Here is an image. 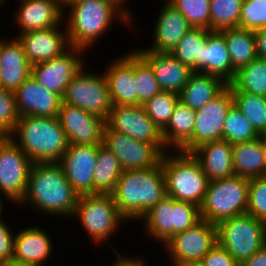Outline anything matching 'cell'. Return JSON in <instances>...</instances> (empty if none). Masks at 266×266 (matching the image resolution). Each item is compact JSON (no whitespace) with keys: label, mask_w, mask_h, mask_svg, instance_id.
I'll return each instance as SVG.
<instances>
[{"label":"cell","mask_w":266,"mask_h":266,"mask_svg":"<svg viewBox=\"0 0 266 266\" xmlns=\"http://www.w3.org/2000/svg\"><path fill=\"white\" fill-rule=\"evenodd\" d=\"M78 197L59 163H33L26 193L17 205L29 204L40 214L71 219Z\"/></svg>","instance_id":"cell-1"},{"label":"cell","mask_w":266,"mask_h":266,"mask_svg":"<svg viewBox=\"0 0 266 266\" xmlns=\"http://www.w3.org/2000/svg\"><path fill=\"white\" fill-rule=\"evenodd\" d=\"M8 137L33 163H59L69 146L58 117L21 116Z\"/></svg>","instance_id":"cell-2"},{"label":"cell","mask_w":266,"mask_h":266,"mask_svg":"<svg viewBox=\"0 0 266 266\" xmlns=\"http://www.w3.org/2000/svg\"><path fill=\"white\" fill-rule=\"evenodd\" d=\"M111 196L126 222L139 221L167 196L161 165L144 170H123Z\"/></svg>","instance_id":"cell-3"},{"label":"cell","mask_w":266,"mask_h":266,"mask_svg":"<svg viewBox=\"0 0 266 266\" xmlns=\"http://www.w3.org/2000/svg\"><path fill=\"white\" fill-rule=\"evenodd\" d=\"M63 15L69 45L85 51L92 45L95 47L96 41L110 31L112 23L118 21L124 27L132 26L116 8L103 0L75 1L64 8Z\"/></svg>","instance_id":"cell-4"},{"label":"cell","mask_w":266,"mask_h":266,"mask_svg":"<svg viewBox=\"0 0 266 266\" xmlns=\"http://www.w3.org/2000/svg\"><path fill=\"white\" fill-rule=\"evenodd\" d=\"M174 153L173 150L167 151L161 162L166 194L177 201L189 202L200 207L209 179L192 153Z\"/></svg>","instance_id":"cell-5"},{"label":"cell","mask_w":266,"mask_h":266,"mask_svg":"<svg viewBox=\"0 0 266 266\" xmlns=\"http://www.w3.org/2000/svg\"><path fill=\"white\" fill-rule=\"evenodd\" d=\"M77 218L86 234L94 244L106 243L115 253L117 250L109 243L111 235L119 232L125 218L120 214L111 194L80 195L72 218Z\"/></svg>","instance_id":"cell-6"},{"label":"cell","mask_w":266,"mask_h":266,"mask_svg":"<svg viewBox=\"0 0 266 266\" xmlns=\"http://www.w3.org/2000/svg\"><path fill=\"white\" fill-rule=\"evenodd\" d=\"M249 179L232 176L209 181L200 205L201 219L217 224L247 213Z\"/></svg>","instance_id":"cell-7"},{"label":"cell","mask_w":266,"mask_h":266,"mask_svg":"<svg viewBox=\"0 0 266 266\" xmlns=\"http://www.w3.org/2000/svg\"><path fill=\"white\" fill-rule=\"evenodd\" d=\"M200 220V208L198 206L166 196L150 208L139 222L143 223L147 237L150 236L163 245L173 235L185 231Z\"/></svg>","instance_id":"cell-8"},{"label":"cell","mask_w":266,"mask_h":266,"mask_svg":"<svg viewBox=\"0 0 266 266\" xmlns=\"http://www.w3.org/2000/svg\"><path fill=\"white\" fill-rule=\"evenodd\" d=\"M217 243L240 265L266 244V223L248 213L216 224Z\"/></svg>","instance_id":"cell-9"},{"label":"cell","mask_w":266,"mask_h":266,"mask_svg":"<svg viewBox=\"0 0 266 266\" xmlns=\"http://www.w3.org/2000/svg\"><path fill=\"white\" fill-rule=\"evenodd\" d=\"M86 68L84 65L71 79L62 96V103L79 107L106 120L112 109L106 77L104 72H89Z\"/></svg>","instance_id":"cell-10"},{"label":"cell","mask_w":266,"mask_h":266,"mask_svg":"<svg viewBox=\"0 0 266 266\" xmlns=\"http://www.w3.org/2000/svg\"><path fill=\"white\" fill-rule=\"evenodd\" d=\"M103 145L118 158L123 170H144L161 165L164 154L169 151L165 144H152L110 130L103 131Z\"/></svg>","instance_id":"cell-11"},{"label":"cell","mask_w":266,"mask_h":266,"mask_svg":"<svg viewBox=\"0 0 266 266\" xmlns=\"http://www.w3.org/2000/svg\"><path fill=\"white\" fill-rule=\"evenodd\" d=\"M33 162L8 137H0V195L18 204L24 197Z\"/></svg>","instance_id":"cell-12"},{"label":"cell","mask_w":266,"mask_h":266,"mask_svg":"<svg viewBox=\"0 0 266 266\" xmlns=\"http://www.w3.org/2000/svg\"><path fill=\"white\" fill-rule=\"evenodd\" d=\"M216 244V225L201 219L194 226L173 235L162 247L174 265L199 263Z\"/></svg>","instance_id":"cell-13"},{"label":"cell","mask_w":266,"mask_h":266,"mask_svg":"<svg viewBox=\"0 0 266 266\" xmlns=\"http://www.w3.org/2000/svg\"><path fill=\"white\" fill-rule=\"evenodd\" d=\"M233 105L231 87L227 85L216 97L196 111L192 139L180 151L191 153L204 143L223 140L225 119Z\"/></svg>","instance_id":"cell-14"},{"label":"cell","mask_w":266,"mask_h":266,"mask_svg":"<svg viewBox=\"0 0 266 266\" xmlns=\"http://www.w3.org/2000/svg\"><path fill=\"white\" fill-rule=\"evenodd\" d=\"M85 52L84 49L70 46L61 55L33 65L31 76L39 85L62 98L71 79L85 65V60L82 57Z\"/></svg>","instance_id":"cell-15"},{"label":"cell","mask_w":266,"mask_h":266,"mask_svg":"<svg viewBox=\"0 0 266 266\" xmlns=\"http://www.w3.org/2000/svg\"><path fill=\"white\" fill-rule=\"evenodd\" d=\"M105 125L110 130L123 133L135 140L164 144L161 130L148 117L143 105L112 106Z\"/></svg>","instance_id":"cell-16"},{"label":"cell","mask_w":266,"mask_h":266,"mask_svg":"<svg viewBox=\"0 0 266 266\" xmlns=\"http://www.w3.org/2000/svg\"><path fill=\"white\" fill-rule=\"evenodd\" d=\"M98 145H69L59 164L73 190L80 195L94 194V170Z\"/></svg>","instance_id":"cell-17"},{"label":"cell","mask_w":266,"mask_h":266,"mask_svg":"<svg viewBox=\"0 0 266 266\" xmlns=\"http://www.w3.org/2000/svg\"><path fill=\"white\" fill-rule=\"evenodd\" d=\"M58 118L69 145L103 144V118L64 103H61Z\"/></svg>","instance_id":"cell-18"},{"label":"cell","mask_w":266,"mask_h":266,"mask_svg":"<svg viewBox=\"0 0 266 266\" xmlns=\"http://www.w3.org/2000/svg\"><path fill=\"white\" fill-rule=\"evenodd\" d=\"M61 25L62 23L50 29L17 33L14 36L22 44L27 60L32 66L59 56L70 47L66 26L63 25V28Z\"/></svg>","instance_id":"cell-19"},{"label":"cell","mask_w":266,"mask_h":266,"mask_svg":"<svg viewBox=\"0 0 266 266\" xmlns=\"http://www.w3.org/2000/svg\"><path fill=\"white\" fill-rule=\"evenodd\" d=\"M14 15L19 34L27 31L50 29L63 21L64 9L60 0H18Z\"/></svg>","instance_id":"cell-20"},{"label":"cell","mask_w":266,"mask_h":266,"mask_svg":"<svg viewBox=\"0 0 266 266\" xmlns=\"http://www.w3.org/2000/svg\"><path fill=\"white\" fill-rule=\"evenodd\" d=\"M112 106L137 105L134 77V49L110 61L104 70Z\"/></svg>","instance_id":"cell-21"},{"label":"cell","mask_w":266,"mask_h":266,"mask_svg":"<svg viewBox=\"0 0 266 266\" xmlns=\"http://www.w3.org/2000/svg\"><path fill=\"white\" fill-rule=\"evenodd\" d=\"M20 116L58 117L62 98L39 85L32 76L15 91Z\"/></svg>","instance_id":"cell-22"},{"label":"cell","mask_w":266,"mask_h":266,"mask_svg":"<svg viewBox=\"0 0 266 266\" xmlns=\"http://www.w3.org/2000/svg\"><path fill=\"white\" fill-rule=\"evenodd\" d=\"M135 50L150 64L162 91L180 94L194 72L171 53L153 52L142 48Z\"/></svg>","instance_id":"cell-23"},{"label":"cell","mask_w":266,"mask_h":266,"mask_svg":"<svg viewBox=\"0 0 266 266\" xmlns=\"http://www.w3.org/2000/svg\"><path fill=\"white\" fill-rule=\"evenodd\" d=\"M37 225L21 228L15 234L13 261L29 266H44L53 253L51 235Z\"/></svg>","instance_id":"cell-24"},{"label":"cell","mask_w":266,"mask_h":266,"mask_svg":"<svg viewBox=\"0 0 266 266\" xmlns=\"http://www.w3.org/2000/svg\"><path fill=\"white\" fill-rule=\"evenodd\" d=\"M164 6L160 8L159 14L156 16L153 45L148 49L153 52L171 53L177 46L178 42L192 28L187 19L173 5L165 0Z\"/></svg>","instance_id":"cell-25"},{"label":"cell","mask_w":266,"mask_h":266,"mask_svg":"<svg viewBox=\"0 0 266 266\" xmlns=\"http://www.w3.org/2000/svg\"><path fill=\"white\" fill-rule=\"evenodd\" d=\"M32 65L27 60L22 44L15 37L0 38V70L3 89L15 91L31 76Z\"/></svg>","instance_id":"cell-26"},{"label":"cell","mask_w":266,"mask_h":266,"mask_svg":"<svg viewBox=\"0 0 266 266\" xmlns=\"http://www.w3.org/2000/svg\"><path fill=\"white\" fill-rule=\"evenodd\" d=\"M215 75L229 84L235 76L225 36L220 31H211L203 46L201 63L193 70Z\"/></svg>","instance_id":"cell-27"},{"label":"cell","mask_w":266,"mask_h":266,"mask_svg":"<svg viewBox=\"0 0 266 266\" xmlns=\"http://www.w3.org/2000/svg\"><path fill=\"white\" fill-rule=\"evenodd\" d=\"M209 181L234 176L232 144L225 140L204 143L192 152Z\"/></svg>","instance_id":"cell-28"},{"label":"cell","mask_w":266,"mask_h":266,"mask_svg":"<svg viewBox=\"0 0 266 266\" xmlns=\"http://www.w3.org/2000/svg\"><path fill=\"white\" fill-rule=\"evenodd\" d=\"M234 175L247 179L266 176L265 136L232 144Z\"/></svg>","instance_id":"cell-29"},{"label":"cell","mask_w":266,"mask_h":266,"mask_svg":"<svg viewBox=\"0 0 266 266\" xmlns=\"http://www.w3.org/2000/svg\"><path fill=\"white\" fill-rule=\"evenodd\" d=\"M227 85L215 75L193 72L179 94L180 101L197 111L216 97Z\"/></svg>","instance_id":"cell-30"},{"label":"cell","mask_w":266,"mask_h":266,"mask_svg":"<svg viewBox=\"0 0 266 266\" xmlns=\"http://www.w3.org/2000/svg\"><path fill=\"white\" fill-rule=\"evenodd\" d=\"M196 110L184 105L181 101L175 106L170 122L162 131L166 148L180 151L193 136Z\"/></svg>","instance_id":"cell-31"},{"label":"cell","mask_w":266,"mask_h":266,"mask_svg":"<svg viewBox=\"0 0 266 266\" xmlns=\"http://www.w3.org/2000/svg\"><path fill=\"white\" fill-rule=\"evenodd\" d=\"M226 39L233 68L237 71L256 57L255 37L252 30L228 28L220 31Z\"/></svg>","instance_id":"cell-32"},{"label":"cell","mask_w":266,"mask_h":266,"mask_svg":"<svg viewBox=\"0 0 266 266\" xmlns=\"http://www.w3.org/2000/svg\"><path fill=\"white\" fill-rule=\"evenodd\" d=\"M232 93H250L266 97V59L256 57L236 71L228 84Z\"/></svg>","instance_id":"cell-33"},{"label":"cell","mask_w":266,"mask_h":266,"mask_svg":"<svg viewBox=\"0 0 266 266\" xmlns=\"http://www.w3.org/2000/svg\"><path fill=\"white\" fill-rule=\"evenodd\" d=\"M123 173L118 158L103 144L98 145L94 170V194H111Z\"/></svg>","instance_id":"cell-34"},{"label":"cell","mask_w":266,"mask_h":266,"mask_svg":"<svg viewBox=\"0 0 266 266\" xmlns=\"http://www.w3.org/2000/svg\"><path fill=\"white\" fill-rule=\"evenodd\" d=\"M210 29L192 27L178 42L171 54L194 70L201 63V53Z\"/></svg>","instance_id":"cell-35"},{"label":"cell","mask_w":266,"mask_h":266,"mask_svg":"<svg viewBox=\"0 0 266 266\" xmlns=\"http://www.w3.org/2000/svg\"><path fill=\"white\" fill-rule=\"evenodd\" d=\"M232 96L234 106L261 136H266V97L250 93H232Z\"/></svg>","instance_id":"cell-36"},{"label":"cell","mask_w":266,"mask_h":266,"mask_svg":"<svg viewBox=\"0 0 266 266\" xmlns=\"http://www.w3.org/2000/svg\"><path fill=\"white\" fill-rule=\"evenodd\" d=\"M134 77L137 105H144L162 91L150 64L136 50H134Z\"/></svg>","instance_id":"cell-37"},{"label":"cell","mask_w":266,"mask_h":266,"mask_svg":"<svg viewBox=\"0 0 266 266\" xmlns=\"http://www.w3.org/2000/svg\"><path fill=\"white\" fill-rule=\"evenodd\" d=\"M243 0H210V30L238 28Z\"/></svg>","instance_id":"cell-38"},{"label":"cell","mask_w":266,"mask_h":266,"mask_svg":"<svg viewBox=\"0 0 266 266\" xmlns=\"http://www.w3.org/2000/svg\"><path fill=\"white\" fill-rule=\"evenodd\" d=\"M261 135L254 129L246 117L233 105L227 113L223 140L231 144L257 139Z\"/></svg>","instance_id":"cell-39"},{"label":"cell","mask_w":266,"mask_h":266,"mask_svg":"<svg viewBox=\"0 0 266 266\" xmlns=\"http://www.w3.org/2000/svg\"><path fill=\"white\" fill-rule=\"evenodd\" d=\"M179 101V94L161 91L148 100L143 107L148 117L162 132L170 122L175 106Z\"/></svg>","instance_id":"cell-40"},{"label":"cell","mask_w":266,"mask_h":266,"mask_svg":"<svg viewBox=\"0 0 266 266\" xmlns=\"http://www.w3.org/2000/svg\"><path fill=\"white\" fill-rule=\"evenodd\" d=\"M192 27L210 29V0H167Z\"/></svg>","instance_id":"cell-41"},{"label":"cell","mask_w":266,"mask_h":266,"mask_svg":"<svg viewBox=\"0 0 266 266\" xmlns=\"http://www.w3.org/2000/svg\"><path fill=\"white\" fill-rule=\"evenodd\" d=\"M239 28L258 30L266 28V0H243Z\"/></svg>","instance_id":"cell-42"},{"label":"cell","mask_w":266,"mask_h":266,"mask_svg":"<svg viewBox=\"0 0 266 266\" xmlns=\"http://www.w3.org/2000/svg\"><path fill=\"white\" fill-rule=\"evenodd\" d=\"M247 213L266 223V176L249 179Z\"/></svg>","instance_id":"cell-43"},{"label":"cell","mask_w":266,"mask_h":266,"mask_svg":"<svg viewBox=\"0 0 266 266\" xmlns=\"http://www.w3.org/2000/svg\"><path fill=\"white\" fill-rule=\"evenodd\" d=\"M20 117L15 93L10 90H0V135L8 136Z\"/></svg>","instance_id":"cell-44"},{"label":"cell","mask_w":266,"mask_h":266,"mask_svg":"<svg viewBox=\"0 0 266 266\" xmlns=\"http://www.w3.org/2000/svg\"><path fill=\"white\" fill-rule=\"evenodd\" d=\"M0 220V263L13 261L15 234L8 223Z\"/></svg>","instance_id":"cell-45"},{"label":"cell","mask_w":266,"mask_h":266,"mask_svg":"<svg viewBox=\"0 0 266 266\" xmlns=\"http://www.w3.org/2000/svg\"><path fill=\"white\" fill-rule=\"evenodd\" d=\"M202 266H240L218 243L199 262Z\"/></svg>","instance_id":"cell-46"},{"label":"cell","mask_w":266,"mask_h":266,"mask_svg":"<svg viewBox=\"0 0 266 266\" xmlns=\"http://www.w3.org/2000/svg\"><path fill=\"white\" fill-rule=\"evenodd\" d=\"M117 259L114 261L111 266H147V261L143 257H133V256H127L119 254V252L116 253Z\"/></svg>","instance_id":"cell-47"},{"label":"cell","mask_w":266,"mask_h":266,"mask_svg":"<svg viewBox=\"0 0 266 266\" xmlns=\"http://www.w3.org/2000/svg\"><path fill=\"white\" fill-rule=\"evenodd\" d=\"M257 57L266 59V28L253 31Z\"/></svg>","instance_id":"cell-48"},{"label":"cell","mask_w":266,"mask_h":266,"mask_svg":"<svg viewBox=\"0 0 266 266\" xmlns=\"http://www.w3.org/2000/svg\"><path fill=\"white\" fill-rule=\"evenodd\" d=\"M240 266H266V244L250 258L243 261Z\"/></svg>","instance_id":"cell-49"},{"label":"cell","mask_w":266,"mask_h":266,"mask_svg":"<svg viewBox=\"0 0 266 266\" xmlns=\"http://www.w3.org/2000/svg\"><path fill=\"white\" fill-rule=\"evenodd\" d=\"M103 1L110 3L114 8H116L129 21L130 24H133L131 22H133L134 19H132V13L129 9L130 7L126 8V6L128 5V4H126V2H129V0H103Z\"/></svg>","instance_id":"cell-50"},{"label":"cell","mask_w":266,"mask_h":266,"mask_svg":"<svg viewBox=\"0 0 266 266\" xmlns=\"http://www.w3.org/2000/svg\"><path fill=\"white\" fill-rule=\"evenodd\" d=\"M0 266H29V265H25V264L18 263V262H15V261H8V262H5V263H0Z\"/></svg>","instance_id":"cell-51"},{"label":"cell","mask_w":266,"mask_h":266,"mask_svg":"<svg viewBox=\"0 0 266 266\" xmlns=\"http://www.w3.org/2000/svg\"><path fill=\"white\" fill-rule=\"evenodd\" d=\"M3 198H4V197H3L2 195H0V220H1L2 218H4L3 213H2V212H3V209H4V208H3V206H4V205H3V204H4V202H3V201H4Z\"/></svg>","instance_id":"cell-52"},{"label":"cell","mask_w":266,"mask_h":266,"mask_svg":"<svg viewBox=\"0 0 266 266\" xmlns=\"http://www.w3.org/2000/svg\"><path fill=\"white\" fill-rule=\"evenodd\" d=\"M75 1H78V0H60V3L62 5V8L64 9L67 5H69Z\"/></svg>","instance_id":"cell-53"},{"label":"cell","mask_w":266,"mask_h":266,"mask_svg":"<svg viewBox=\"0 0 266 266\" xmlns=\"http://www.w3.org/2000/svg\"><path fill=\"white\" fill-rule=\"evenodd\" d=\"M173 266H202L200 263H179L174 264Z\"/></svg>","instance_id":"cell-54"},{"label":"cell","mask_w":266,"mask_h":266,"mask_svg":"<svg viewBox=\"0 0 266 266\" xmlns=\"http://www.w3.org/2000/svg\"><path fill=\"white\" fill-rule=\"evenodd\" d=\"M0 90H3L1 70H0Z\"/></svg>","instance_id":"cell-55"},{"label":"cell","mask_w":266,"mask_h":266,"mask_svg":"<svg viewBox=\"0 0 266 266\" xmlns=\"http://www.w3.org/2000/svg\"><path fill=\"white\" fill-rule=\"evenodd\" d=\"M5 1L7 2V0H0V7L5 4Z\"/></svg>","instance_id":"cell-56"},{"label":"cell","mask_w":266,"mask_h":266,"mask_svg":"<svg viewBox=\"0 0 266 266\" xmlns=\"http://www.w3.org/2000/svg\"><path fill=\"white\" fill-rule=\"evenodd\" d=\"M265 153H266V136H265Z\"/></svg>","instance_id":"cell-57"}]
</instances>
